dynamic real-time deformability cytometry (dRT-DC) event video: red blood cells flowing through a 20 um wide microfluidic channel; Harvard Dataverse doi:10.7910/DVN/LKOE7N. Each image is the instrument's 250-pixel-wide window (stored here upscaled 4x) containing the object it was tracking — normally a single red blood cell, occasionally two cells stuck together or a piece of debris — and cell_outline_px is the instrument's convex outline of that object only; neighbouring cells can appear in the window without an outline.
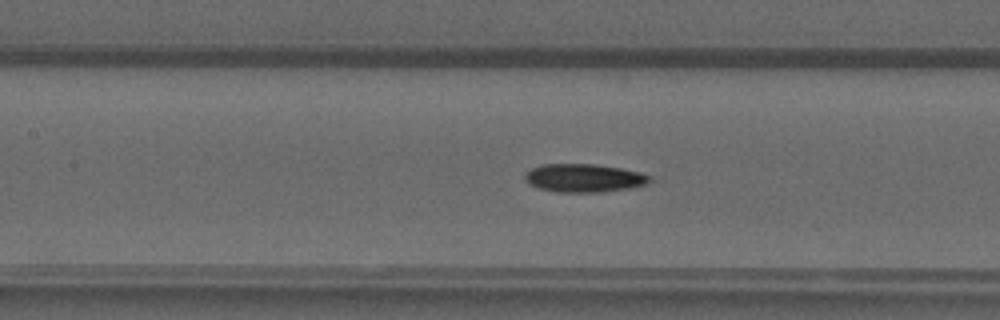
{"species": "common noctule bat (a hibernating species)", "species_latin": "Nyctalus noctula", "temperature_condition": "warm", "stored_images_in_passage": 48, "camera_frame_rate_fps": 3000, "um_per_image_px": 0.085, "animal": {"sex": "male", "forearm_length_mm": 52.5}, "frame": {"image": 1, "passage_image": 22, "time_ms": 7.0, "image_size_px": [1000, 320], "cell_outline_px": [[652, 180], [648, 184], [628, 188], [600, 192], [556, 192], [540, 188], [528, 184], [524, 180], [524, 172], [532, 168], [544, 164], [596, 164], [620, 168], [640, 172], [652, 176]], "centroid_in_image_um": [49.63, 15.13], "position_along_channel_um": 157.8, "area_um2": 20.69}}
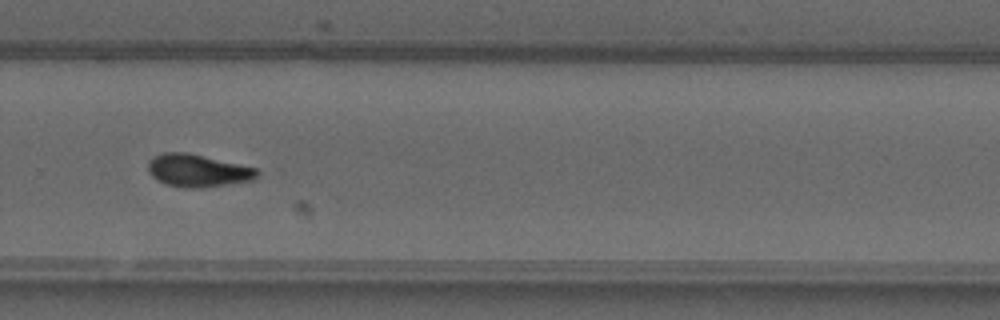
{"frame": {"image": 2, "passage_image": 33, "time_ms": 10.667, "image_size_px": [1000, 320], "cell_outline_px": [[260, 176], [256, 180], [200, 188], [184, 188], [168, 184], [156, 180], [148, 172], [148, 160], [152, 156], [164, 152], [184, 152], [256, 168], [260, 172]], "centroid_in_image_um": [16.8, 14.51], "position_along_channel_um": 313.0, "area_um2": 20.75}}
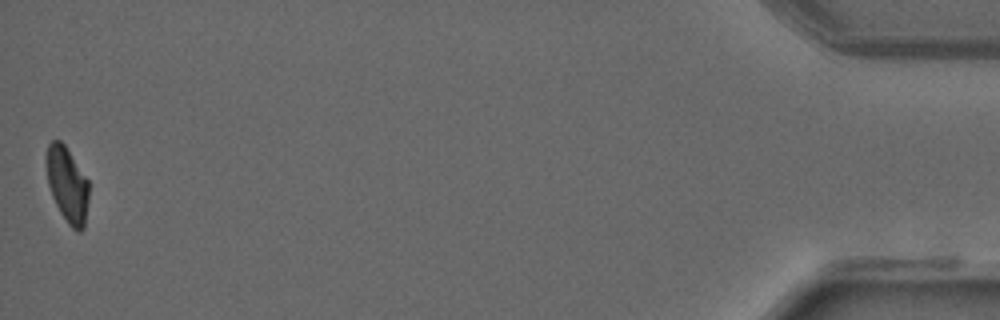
{"frame": {"image": 3, "passage_image": 48, "time_ms": 15.667, "image_size_px": [1000, 320], "cell_outline_px": [[88, 200], [84, 228], [80, 232], [76, 232], [68, 224], [60, 212], [52, 196], [48, 184], [44, 160], [44, 156], [48, 144], [52, 140], [60, 140], [64, 144], [88, 180]], "centroid_in_image_um": [5.69, 15.68], "position_along_channel_um": 429.5, "area_um2": 18.84}}